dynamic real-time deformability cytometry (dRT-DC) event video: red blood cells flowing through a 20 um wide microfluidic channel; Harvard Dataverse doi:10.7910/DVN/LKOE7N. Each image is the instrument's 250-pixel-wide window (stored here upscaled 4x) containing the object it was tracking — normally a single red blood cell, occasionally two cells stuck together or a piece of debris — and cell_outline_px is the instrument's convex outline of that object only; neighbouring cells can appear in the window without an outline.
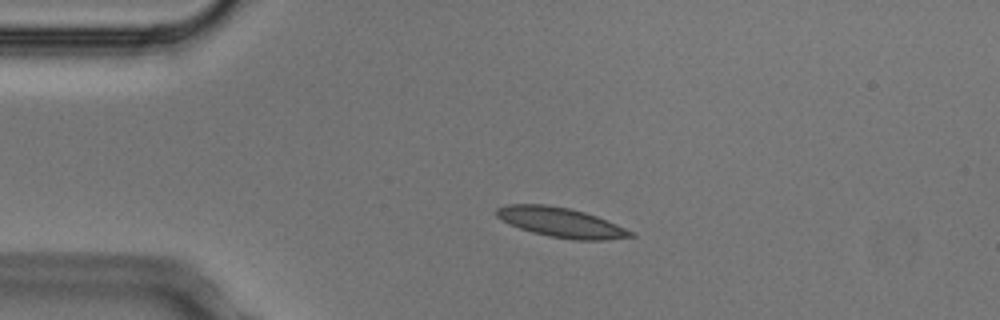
{"species": "Egyptian fruit bat (a non-hibernating species)", "species_latin": "Rousettus aegyptiacus", "temperature_condition": "cold", "stored_images_in_passage": 3, "camera_frame_rate_fps": 3000, "um_per_image_px": 0.085, "animal": {"sex": "male"}, "frame": {"image": 1, "passage_image": 2, "time_ms": 0.333, "image_size_px": [1000, 320], "cell_outline_px": [[636, 236], [600, 240], [572, 240], [548, 236], [532, 232], [508, 224], [496, 216], [496, 208], [508, 204], [544, 204], [568, 208], [584, 212], [596, 216], [636, 232]], "centroid_in_image_um": [47.68, 18.91], "position_along_channel_um": 37.3, "area_um2": 23.18}}